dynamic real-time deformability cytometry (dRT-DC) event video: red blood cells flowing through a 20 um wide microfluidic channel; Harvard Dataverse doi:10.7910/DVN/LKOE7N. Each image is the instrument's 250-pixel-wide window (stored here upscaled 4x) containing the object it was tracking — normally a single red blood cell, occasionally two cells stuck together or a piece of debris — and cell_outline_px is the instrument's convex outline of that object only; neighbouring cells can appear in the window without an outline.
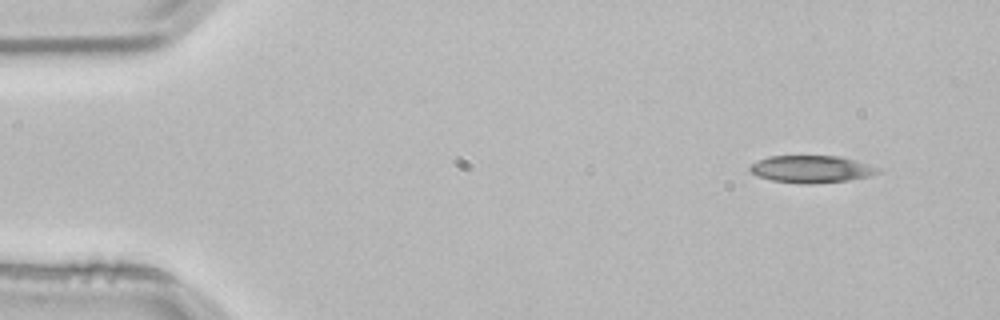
{"species": "common noctule bat (a hibernating species)", "species_latin": "Nyctalus noctula", "temperature_condition": "room temperature", "stored_images_in_passage": 3, "camera_frame_rate_fps": 3000, "um_per_image_px": 0.085, "animal": {"sex": "male", "body_mass_g": 21.5, "forearm_length_mm": 52.0}, "frame": {"image": 1, "passage_image": 1, "time_ms": 0.0, "image_size_px": [1000, 320], "cell_outline_px": [[884, 172], [872, 176], [848, 180], [812, 184], [800, 184], [772, 180], [756, 176], [748, 168], [756, 160], [768, 156], [840, 156], [856, 160], [880, 168]], "centroid_in_image_um": [69.0, 14.38], "position_along_channel_um": 16.0, "area_um2": 20.63}}
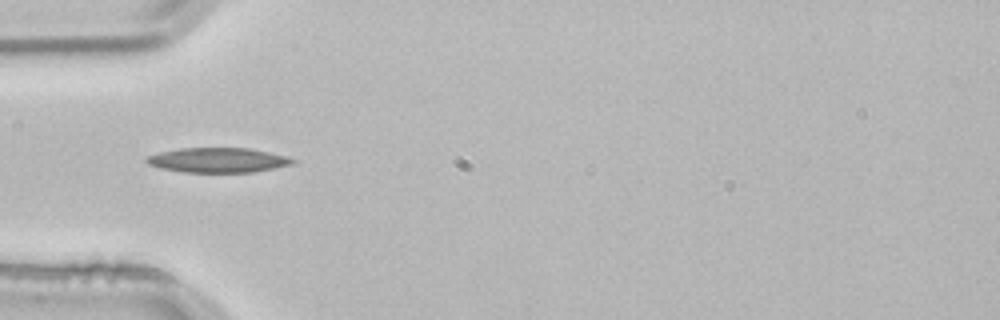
{"frame": {"image": 2, "passage_image": 3, "time_ms": 0.667, "image_size_px": [1000, 320], "cell_outline_px": [[296, 164], [276, 168], [252, 172], [184, 172], [160, 168], [148, 164], [144, 160], [148, 156], [160, 152], [180, 148], [248, 148], [288, 156], [296, 160]], "centroid_in_image_um": [18.56, 13.61], "position_along_channel_um": 66.4, "area_um2": 21.15}}